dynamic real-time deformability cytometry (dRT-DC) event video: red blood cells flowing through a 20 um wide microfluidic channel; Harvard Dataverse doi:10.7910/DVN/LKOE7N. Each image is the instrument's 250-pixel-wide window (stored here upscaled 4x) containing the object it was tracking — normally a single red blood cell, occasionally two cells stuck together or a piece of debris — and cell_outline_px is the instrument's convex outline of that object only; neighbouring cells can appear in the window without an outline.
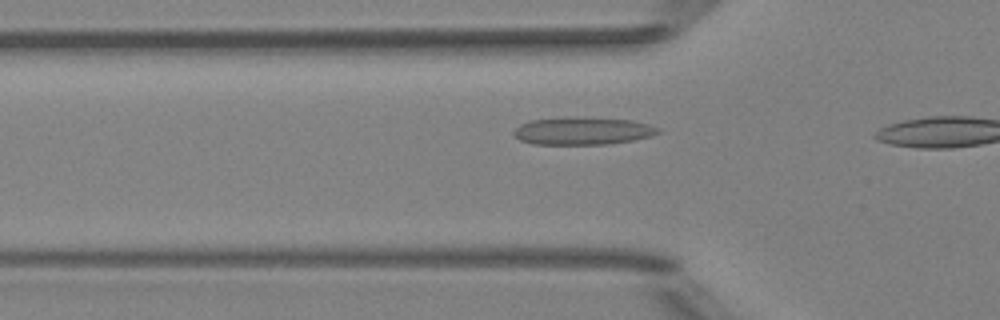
{"species": "Egyptian fruit bat (a non-hibernating species)", "species_latin": "Rousettus aegyptiacus", "temperature_condition": "room temperature", "stored_images_in_passage": 8, "camera_frame_rate_fps": 3000, "um_per_image_px": 0.085, "animal": {"sex": "female"}, "frame": {"image": 1, "passage_image": 6, "time_ms": 1.667, "image_size_px": [1000, 320], "cell_outline_px": [[660, 132], [652, 136], [632, 140], [608, 144], [532, 144], [520, 140], [512, 132], [520, 124], [532, 120], [564, 116], [584, 116], [632, 120], [648, 124], [660, 128]], "centroid_in_image_um": [49.53, 11.11], "position_along_channel_um": 76.3, "area_um2": 23.58}}